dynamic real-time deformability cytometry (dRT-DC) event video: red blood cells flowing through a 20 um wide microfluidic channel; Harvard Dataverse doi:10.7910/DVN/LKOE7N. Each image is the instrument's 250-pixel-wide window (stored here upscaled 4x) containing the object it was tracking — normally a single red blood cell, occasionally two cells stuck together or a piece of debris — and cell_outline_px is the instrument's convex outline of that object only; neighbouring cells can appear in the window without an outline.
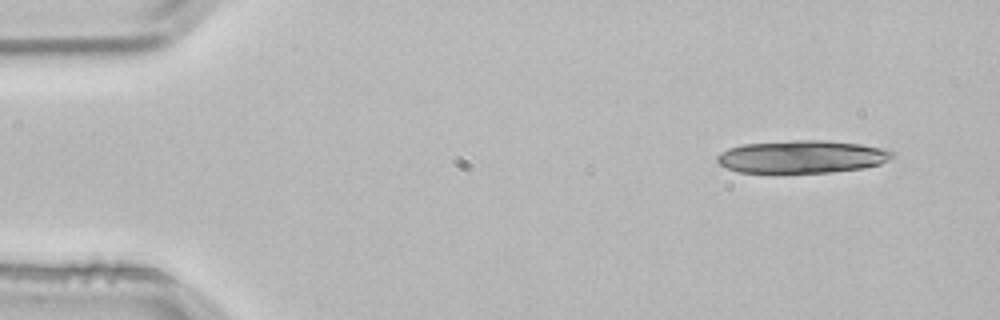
{"species": "common noctule bat (a hibernating species)", "species_latin": "Nyctalus noctula", "temperature_condition": "room temperature", "stored_images_in_passage": 4, "segment_of_instrument_passage": [1, 2], "camera_frame_rate_fps": 3000, "um_per_image_px": 0.085, "animal": {"sex": "male", "body_mass_g": 21.5, "forearm_length_mm": 52.0}, "frame": {"image": 1, "passage_image": 1, "time_ms": 0.0, "image_size_px": [1000, 320], "cell_outline_px": [[896, 156], [880, 164], [864, 168], [832, 172], [740, 172], [728, 168], [720, 164], [716, 160], [716, 156], [720, 152], [728, 148], [744, 144], [792, 140], [824, 140], [860, 144], [880, 148], [896, 152]], "centroid_in_image_um": [68.19, 13.31], "position_along_channel_um": 16.8, "area_um2": 33.35}}